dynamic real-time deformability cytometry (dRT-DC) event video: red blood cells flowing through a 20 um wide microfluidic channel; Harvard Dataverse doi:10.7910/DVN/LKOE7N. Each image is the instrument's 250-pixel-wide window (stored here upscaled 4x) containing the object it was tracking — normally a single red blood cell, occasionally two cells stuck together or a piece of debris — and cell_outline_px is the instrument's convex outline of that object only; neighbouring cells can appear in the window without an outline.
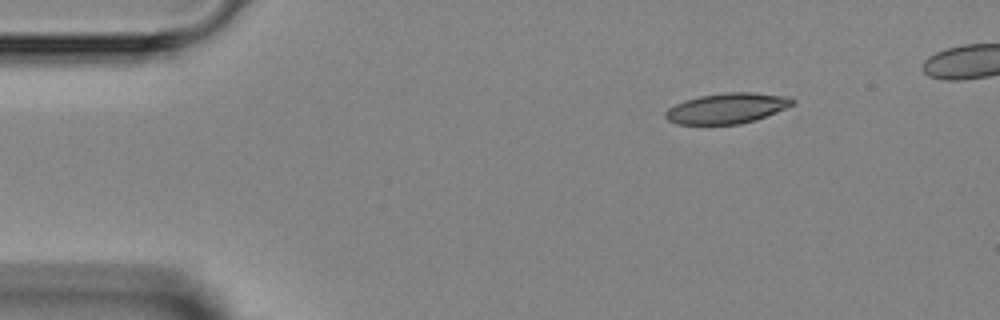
{"species": "Egyptian fruit bat (a non-hibernating species)", "species_latin": "Rousettus aegyptiacus", "temperature_condition": "room temperature", "stored_images_in_passage": 4, "camera_frame_rate_fps": 3000, "um_per_image_px": 0.085, "animal": {"sex": "female"}, "frame": {"image": 1, "passage_image": 1, "time_ms": 0.0, "image_size_px": [1000, 320], "cell_outline_px": [[796, 100], [792, 104], [784, 108], [756, 120], [740, 124], [676, 124], [668, 120], [664, 116], [664, 112], [668, 108], [684, 100], [700, 96], [728, 92], [752, 92], [780, 96]], "centroid_in_image_um": [61.72, 9.21], "position_along_channel_um": 23.3, "area_um2": 22.2}}